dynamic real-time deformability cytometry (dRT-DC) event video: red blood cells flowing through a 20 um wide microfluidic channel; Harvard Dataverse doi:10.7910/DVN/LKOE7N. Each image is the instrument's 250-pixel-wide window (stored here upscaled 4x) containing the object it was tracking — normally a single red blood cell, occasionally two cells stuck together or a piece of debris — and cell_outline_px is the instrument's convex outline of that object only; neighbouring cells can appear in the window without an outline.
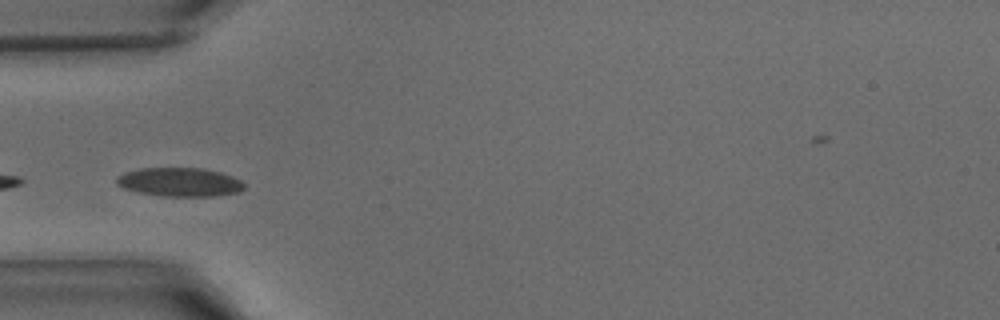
{"species": "common noctule bat (a hibernating species)", "species_latin": "Nyctalus noctula", "temperature_condition": "warm", "stored_images_in_passage": 26, "camera_frame_rate_fps": 3000, "um_per_image_px": 0.085, "animal": {"sex": "male", "body_mass_g": 15.6}, "frame": {"image": 1, "passage_image": 5, "time_ms": 1.333, "image_size_px": [1000, 320], "cell_outline_px": [[244, 188], [240, 192], [216, 196], [160, 196], [136, 192], [124, 188], [116, 184], [116, 176], [124, 172], [140, 168], [204, 168], [220, 172], [232, 176], [240, 180], [244, 184]], "centroid_in_image_um": [15.25, 15.48], "position_along_channel_um": 69.7, "area_um2": 21.62}}